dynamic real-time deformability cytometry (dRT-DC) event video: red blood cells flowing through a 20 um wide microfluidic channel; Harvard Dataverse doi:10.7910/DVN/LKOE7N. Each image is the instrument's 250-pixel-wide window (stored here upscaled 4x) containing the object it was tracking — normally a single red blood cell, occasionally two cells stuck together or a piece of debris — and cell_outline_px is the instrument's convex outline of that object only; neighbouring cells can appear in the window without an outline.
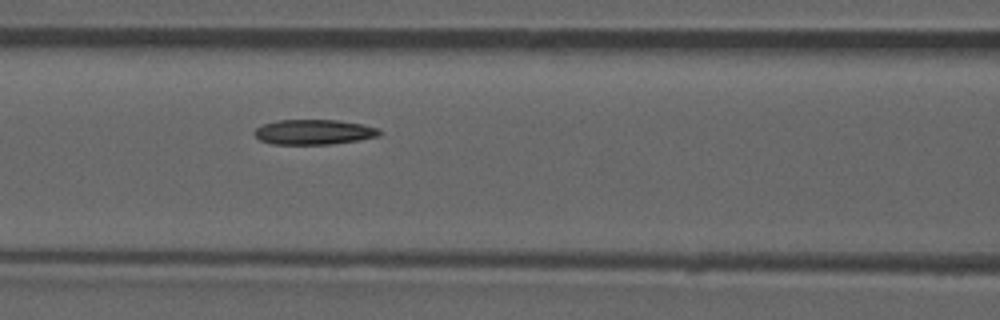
{"species": "common noctule bat (a hibernating species)", "species_latin": "Nyctalus noctula", "temperature_condition": "room temperature", "stored_images_in_passage": 38, "camera_frame_rate_fps": 3000, "um_per_image_px": 0.085, "animal": {"sex": "male", "forearm_length_mm": 52.5}, "frame": {"image": 1, "passage_image": 15, "time_ms": 4.667, "image_size_px": [1000, 320], "cell_outline_px": [[384, 132], [380, 136], [360, 140], [328, 144], [272, 144], [260, 140], [252, 132], [256, 128], [264, 124], [276, 120], [340, 120], [364, 124], [376, 128]], "centroid_in_image_um": [26.71, 11.22], "position_along_channel_um": 139.9, "area_um2": 18.38}, "authors_computed_cell_mechanics": {"area_um2": 18.3804, "velocity_mm_per_s": 3.8614, "shape_relaxation_time_tau1_ms": null, "shape_relaxation_time_tau2_ms": 8.2009, "deformation_change_tau1": null, "deformation_change_tau2": 0.1231}}